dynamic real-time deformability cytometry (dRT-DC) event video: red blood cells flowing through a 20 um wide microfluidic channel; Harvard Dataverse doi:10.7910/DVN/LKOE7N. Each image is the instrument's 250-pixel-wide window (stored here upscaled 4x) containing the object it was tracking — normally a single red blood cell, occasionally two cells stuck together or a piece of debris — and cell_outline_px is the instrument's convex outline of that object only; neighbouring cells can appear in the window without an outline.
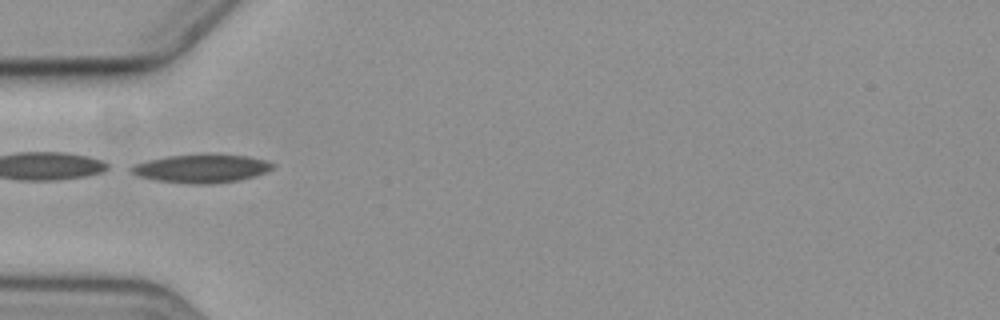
{"species": "common noctule bat (a hibernating species)", "species_latin": "Nyctalus noctula", "temperature_condition": "cold", "stored_images_in_passage": 7, "camera_frame_rate_fps": 3000, "um_per_image_px": 0.085, "animal": {"sex": "female", "body_mass_g": 19.3, "forearm_length_mm": 54.1}, "frame": {"image": 1, "passage_image": 6, "time_ms": 6.0, "image_size_px": [1000, 320], "cell_outline_px": [[276, 164], [272, 168], [264, 172], [240, 180], [212, 184], [192, 184], [156, 180], [140, 176], [124, 168], [132, 164], [148, 160], [168, 156], [248, 156], [268, 160]], "centroid_in_image_um": [17.08, 14.35], "position_along_channel_um": 67.9, "area_um2": 22.83}}
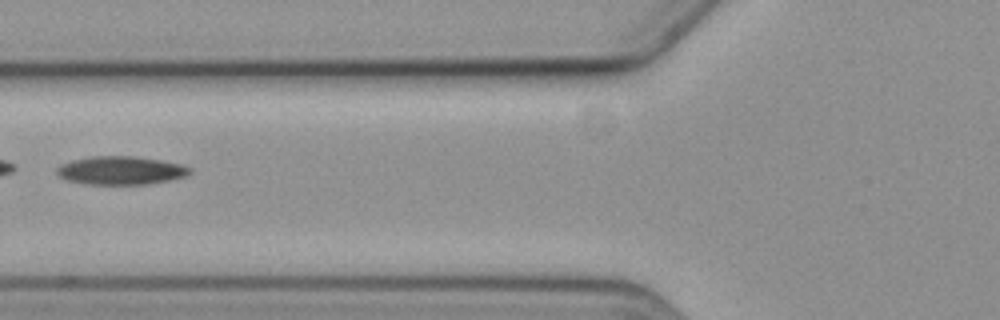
{"frame": {"image": 2, "passage_image": 7, "time_ms": 7.333, "image_size_px": [1000, 320], "cell_outline_px": [[192, 172], [184, 176], [168, 180], [148, 184], [88, 184], [68, 180], [60, 176], [56, 172], [56, 168], [60, 164], [72, 160], [88, 156], [136, 156], [184, 164], [192, 168]], "centroid_in_image_um": [10.28, 14.47], "position_along_channel_um": 115.5, "area_um2": 22.02}}